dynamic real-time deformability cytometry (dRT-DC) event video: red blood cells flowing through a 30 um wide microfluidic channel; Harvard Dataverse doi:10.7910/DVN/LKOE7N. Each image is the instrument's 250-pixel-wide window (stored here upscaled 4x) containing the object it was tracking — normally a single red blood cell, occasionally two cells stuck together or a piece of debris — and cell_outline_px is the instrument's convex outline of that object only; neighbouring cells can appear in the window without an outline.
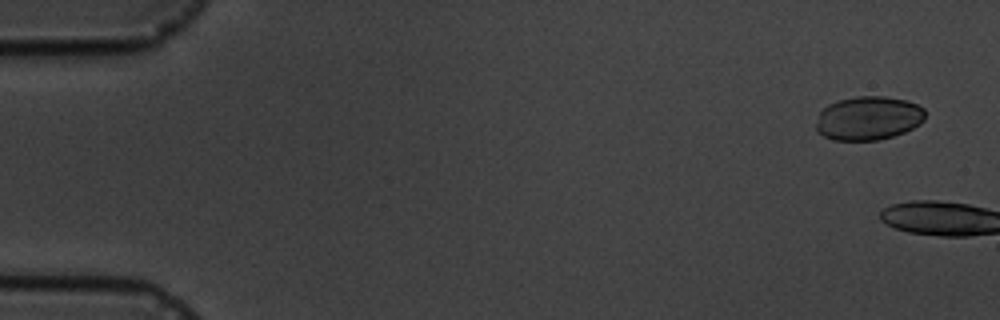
{"species": "common noctule bat (a hibernating species)", "species_latin": "Nyctalus noctula", "temperature_condition": "cold", "stored_images_in_passage": 7, "camera_frame_rate_fps": 3000, "um_per_image_px": 0.085, "animal": {"sex": "male", "body_mass_g": 19.5, "forearm_length_mm": 54.6}, "frame": {"image": 1, "passage_image": 1, "time_ms": 0.0, "image_size_px": [1000, 320], "cell_outline_px": [[924, 120], [920, 124], [904, 132], [892, 136], [876, 140], [836, 140], [824, 136], [816, 132], [816, 124], [820, 112], [828, 104], [836, 100], [856, 96], [884, 96], [908, 100], [924, 108]], "centroid_in_image_um": [73.8, 10.03], "position_along_channel_um": 11.2, "area_um2": 27.92}}